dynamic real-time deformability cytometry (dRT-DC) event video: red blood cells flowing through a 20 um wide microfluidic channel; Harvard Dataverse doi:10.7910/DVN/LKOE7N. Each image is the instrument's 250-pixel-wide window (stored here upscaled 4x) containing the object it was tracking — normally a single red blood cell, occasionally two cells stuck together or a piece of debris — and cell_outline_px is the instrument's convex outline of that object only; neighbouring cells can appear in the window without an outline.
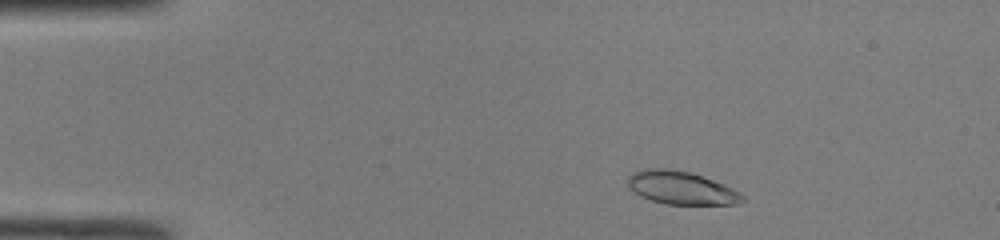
{"species": "common noctule bat (a hibernating species)", "species_latin": "Nyctalus noctula", "temperature_condition": "room temperature", "stored_images_in_passage": 22, "camera_frame_rate_fps": 3000, "um_per_image_px": 0.085, "animal": {"sex": "male", "body_mass_g": 19.0, "forearm_length_mm": 50.8}, "frame": {"image": 1, "passage_image": 5, "time_ms": 1.333, "image_size_px": [1000, 240], "cell_outline_px": [[744, 200], [736, 204], [664, 204], [640, 196], [628, 184], [628, 176], [632, 172], [644, 168], [668, 168], [688, 172], [724, 184], [740, 192], [744, 196]], "centroid_in_image_um": [57.89, 15.96], "position_along_channel_um": 27.1, "area_um2": 21.85}}
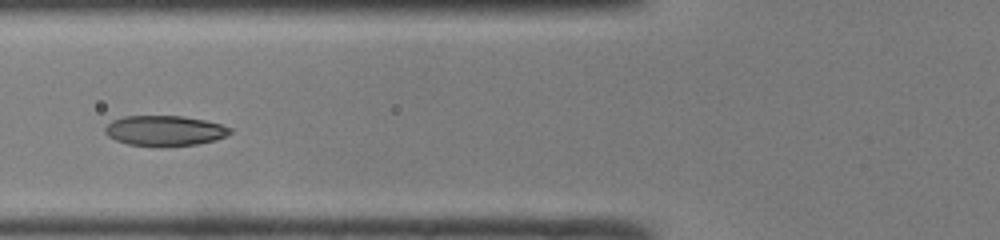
{"frame": {"image": 2, "passage_image": 16, "time_ms": 5.0, "image_size_px": [1000, 240], "cell_outline_px": [[232, 132], [216, 140], [196, 144], [164, 148], [160, 148], [128, 144], [116, 140], [108, 136], [104, 132], [104, 128], [112, 120], [124, 116], [184, 116], [204, 120], [220, 124], [232, 128]], "centroid_in_image_um": [13.98, 11.13], "position_along_channel_um": 111.8, "area_um2": 22.43}}
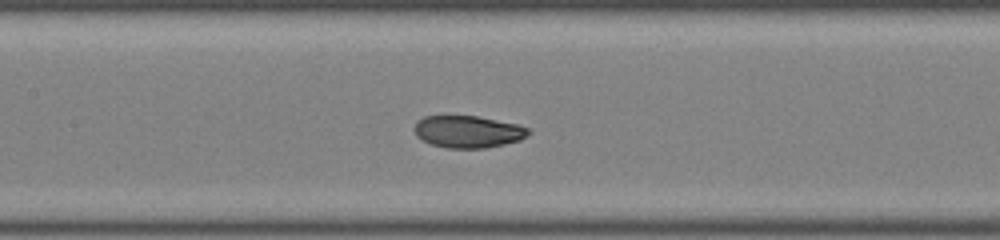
{"frame": {"image": 3, "passage_image": 20, "time_ms": 6.333, "image_size_px": [1000, 240], "cell_outline_px": [[532, 132], [528, 136], [520, 140], [504, 144], [484, 148], [448, 148], [432, 144], [416, 136], [412, 128], [416, 120], [424, 116], [476, 116], [516, 124], [532, 128]], "centroid_in_image_um": [39.78, 11.19], "position_along_channel_um": 167.6, "area_um2": 21.5}}